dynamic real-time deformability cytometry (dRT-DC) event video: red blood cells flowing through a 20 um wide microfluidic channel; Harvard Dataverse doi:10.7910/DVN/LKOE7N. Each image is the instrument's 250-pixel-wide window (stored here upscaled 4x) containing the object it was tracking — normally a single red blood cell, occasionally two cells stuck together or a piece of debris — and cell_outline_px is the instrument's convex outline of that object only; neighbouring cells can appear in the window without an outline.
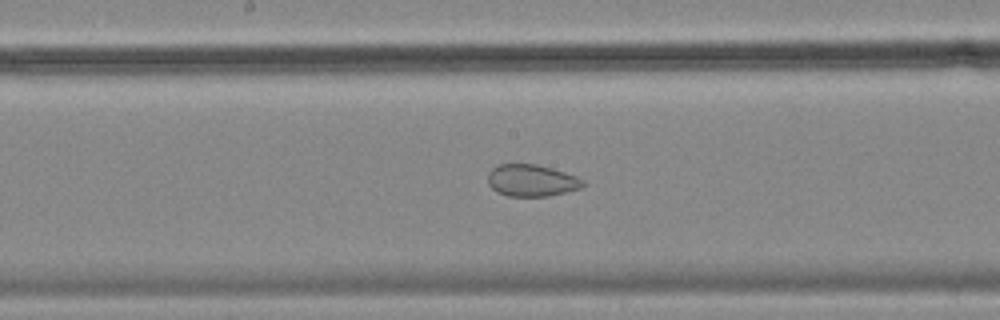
{"species": "common noctule bat (a hibernating species)", "species_latin": "Nyctalus noctula", "temperature_condition": "cold", "stored_images_in_passage": 54, "segment_of_instrument_passage": [2, 2], "camera_frame_rate_fps": 3000, "um_per_image_px": 0.085, "animal": {"sex": "female", "body_mass_g": 18.4}, "frame": {"image": 1, "passage_image": 30, "time_ms": 9.667, "image_size_px": [1000, 320], "cell_outline_px": [[588, 184], [580, 188], [548, 196], [508, 196], [496, 192], [488, 184], [488, 172], [492, 168], [500, 164], [536, 164], [564, 172], [576, 176], [584, 180]], "centroid_in_image_um": [45.18, 15.34], "position_along_channel_um": 203.0, "area_um2": 17.69}}
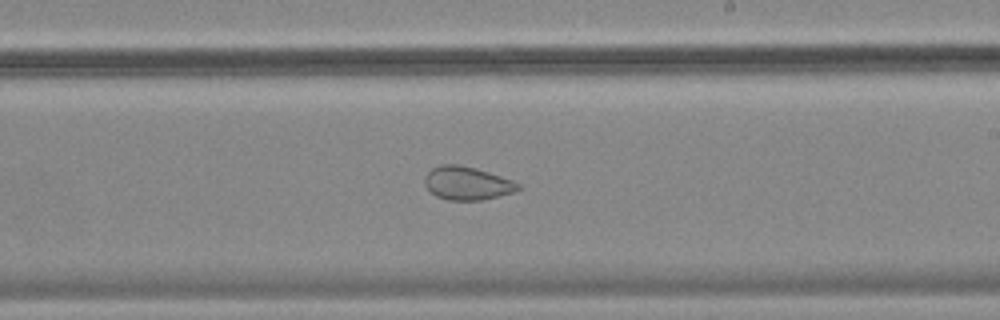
{"frame": {"image": 2, "passage_image": 34, "time_ms": 11.0, "image_size_px": [1000, 320], "cell_outline_px": [[524, 188], [512, 192], [480, 200], [448, 200], [436, 196], [424, 184], [424, 180], [428, 172], [432, 168], [440, 164], [460, 164], [476, 168], [512, 180], [520, 184]], "centroid_in_image_um": [39.7, 15.56], "position_along_channel_um": 249.3, "area_um2": 18.03}}
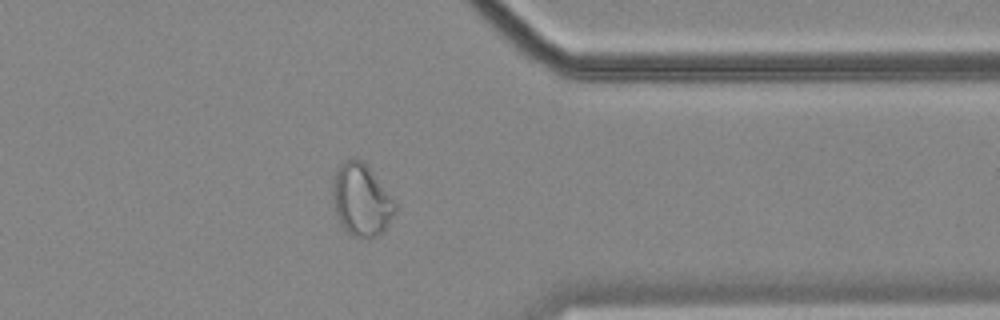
{"frame": {"image": 3, "passage_image": 46, "time_ms": 15.0, "image_size_px": [1000, 320], "cell_outline_px": [[396, 208], [384, 228], [376, 236], [368, 240], [352, 236], [340, 224], [336, 212], [332, 192], [332, 184], [336, 172], [340, 164], [344, 160], [352, 156], [356, 156], [372, 172], [396, 204]], "centroid_in_image_um": [30.67, 16.99], "position_along_channel_um": 380.7, "area_um2": 25.78}}